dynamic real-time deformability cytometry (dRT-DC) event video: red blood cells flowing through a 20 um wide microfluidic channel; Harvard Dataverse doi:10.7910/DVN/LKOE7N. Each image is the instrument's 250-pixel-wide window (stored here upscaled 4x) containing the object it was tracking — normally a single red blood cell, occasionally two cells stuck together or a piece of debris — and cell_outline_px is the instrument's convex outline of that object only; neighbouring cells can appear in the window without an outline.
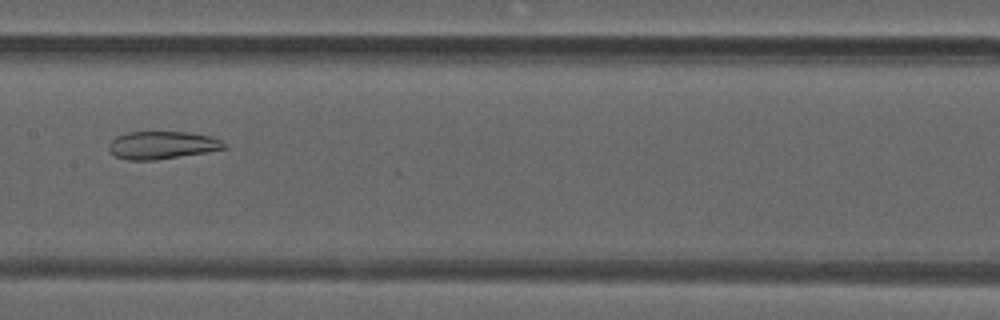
{"species": "common noctule bat (a hibernating species)", "species_latin": "Nyctalus noctula", "temperature_condition": "warm", "stored_images_in_passage": 49, "camera_frame_rate_fps": 3000, "um_per_image_px": 0.085, "animal": {"sex": "male", "forearm_length_mm": 52.5}, "frame": {"image": 1, "passage_image": 25, "time_ms": 8.0, "image_size_px": [1000, 320], "cell_outline_px": [[228, 148], [156, 160], [128, 160], [116, 156], [108, 148], [108, 144], [116, 136], [128, 132], [188, 132], [212, 136], [228, 144]], "centroid_in_image_um": [13.8, 12.33], "position_along_channel_um": 193.6, "area_um2": 18.61}}
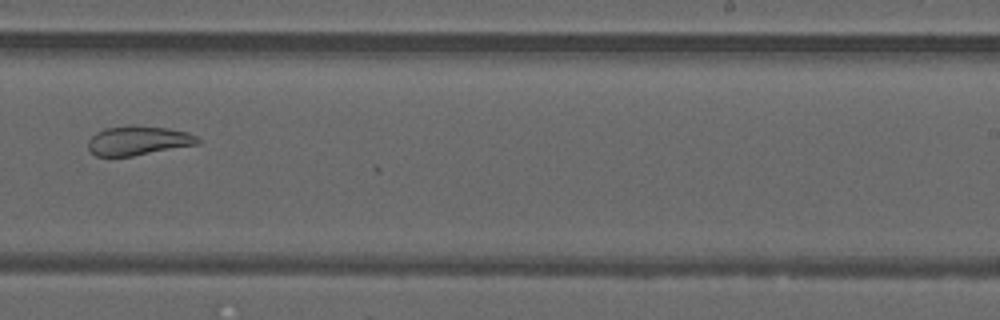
{"frame": {"image": 2, "passage_image": 31, "time_ms": 10.0, "image_size_px": [1000, 320], "cell_outline_px": [[200, 144], [132, 156], [96, 156], [88, 148], [88, 140], [96, 132], [104, 128], [128, 124], [168, 128], [188, 132], [196, 136], [200, 140]], "centroid_in_image_um": [11.75, 11.93], "position_along_channel_um": 277.3, "area_um2": 18.9}}
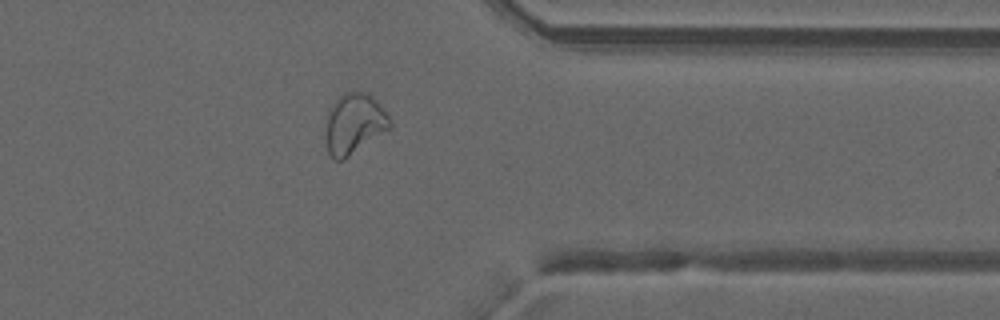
{"frame": {"image": 3, "passage_image": 39, "time_ms": 12.667, "image_size_px": [1000, 320], "cell_outline_px": [[392, 128], [344, 160], [336, 160], [328, 152], [328, 112], [332, 104], [344, 92], [352, 88], [368, 92], [384, 108], [392, 124]], "centroid_in_image_um": [30.17, 10.47], "position_along_channel_um": 381.2, "area_um2": 22.72}, "authors_computed_cell_mechanics": {"area_um2": 25.2008, "velocity_mm_per_s": 4.2143, "shape_relaxation_time_tau1_ms": null, "shape_relaxation_time_tau2_ms": 2.5489, "deformation_change_tau1": null, "deformation_change_tau2": 0.0997}}